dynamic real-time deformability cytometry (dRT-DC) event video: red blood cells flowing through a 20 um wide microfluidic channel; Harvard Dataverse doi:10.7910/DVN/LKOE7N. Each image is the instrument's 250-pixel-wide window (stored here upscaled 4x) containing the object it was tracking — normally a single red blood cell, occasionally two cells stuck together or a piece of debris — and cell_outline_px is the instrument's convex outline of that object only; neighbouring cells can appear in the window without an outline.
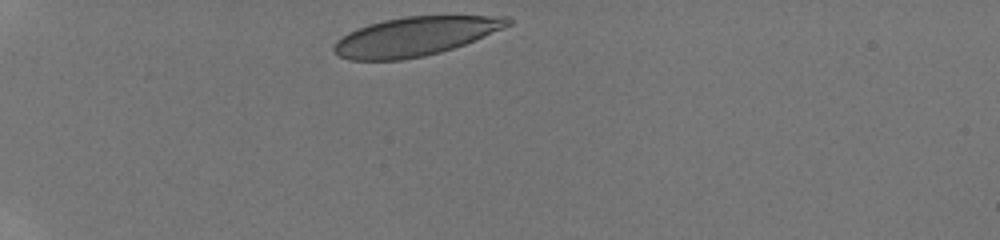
{"species": "human", "species_latin": "Homo sapiens", "temperature_condition": "room temperature", "stored_images_in_passage": 5, "camera_frame_rate_fps": 3000, "um_per_image_px": 0.085, "donor": {"sex": "male"}, "frame": {"image": 1, "passage_image": 1, "time_ms": 0.0, "image_size_px": [1000, 240], "cell_outline_px": [[512, 24], [504, 28], [464, 44], [440, 52], [424, 56], [400, 60], [348, 60], [340, 56], [332, 48], [336, 40], [348, 32], [368, 24], [384, 20], [404, 16], [508, 16], [512, 20]], "centroid_in_image_um": [35.27, 3.09], "position_along_channel_um": 49.7, "area_um2": 39.3}}
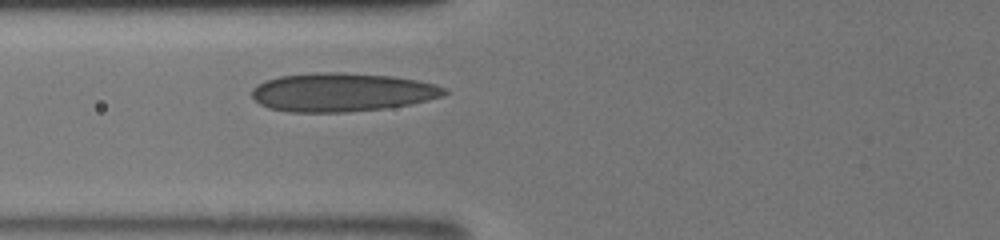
{"frame": {"image": 2, "passage_image": 5, "time_ms": 2.333, "image_size_px": [1000, 240], "cell_outline_px": [[448, 92], [444, 96], [428, 100], [408, 104], [384, 108], [344, 112], [292, 112], [268, 108], [260, 104], [252, 96], [252, 88], [264, 80], [280, 76], [332, 72], [336, 72], [392, 76], [416, 80], [436, 84], [448, 88]], "centroid_in_image_um": [29.08, 7.84], "position_along_channel_um": 96.7, "area_um2": 43.06}}